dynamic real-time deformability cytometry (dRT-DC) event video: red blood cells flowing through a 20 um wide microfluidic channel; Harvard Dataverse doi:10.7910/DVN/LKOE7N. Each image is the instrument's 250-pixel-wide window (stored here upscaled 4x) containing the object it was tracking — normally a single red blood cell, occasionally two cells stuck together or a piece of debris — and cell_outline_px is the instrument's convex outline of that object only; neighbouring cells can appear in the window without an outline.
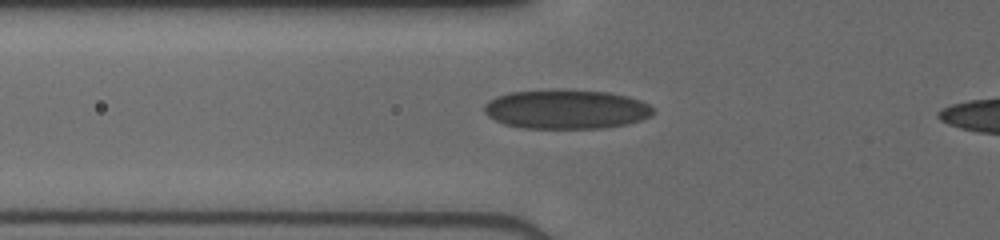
{"species": "human", "species_latin": "Homo sapiens", "temperature_condition": "cold", "stored_images_in_passage": 30, "camera_frame_rate_fps": 3000, "um_per_image_px": 0.085, "donor": {"sex": "male"}, "frame": {"image": 1, "passage_image": 2, "time_ms": 0.333, "image_size_px": [1000, 240], "cell_outline_px": [[656, 112], [652, 116], [628, 124], [604, 128], [520, 128], [504, 124], [488, 116], [484, 112], [484, 104], [488, 100], [496, 96], [512, 92], [556, 88], [608, 92], [628, 96], [640, 100], [648, 104]], "centroid_in_image_um": [48.13, 9.27], "position_along_channel_um": 77.7, "area_um2": 39.25}}
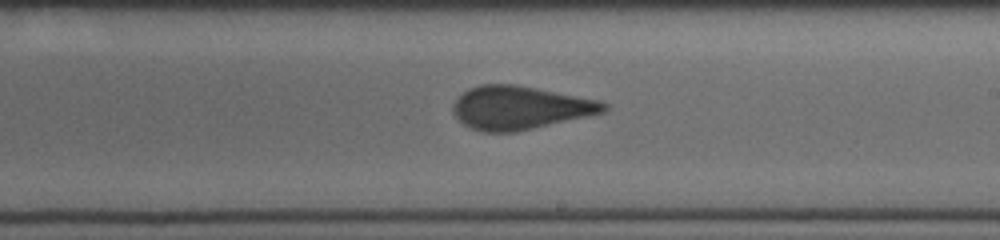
{"frame": {"image": 2, "passage_image": 14, "time_ms": 4.333, "image_size_px": [1000, 240], "cell_outline_px": [[608, 108], [604, 112], [516, 132], [484, 132], [472, 128], [464, 124], [456, 116], [452, 108], [452, 104], [468, 88], [480, 84], [512, 84], [596, 100], [608, 104]], "centroid_in_image_um": [44.15, 9.16], "position_along_channel_um": 244.9, "area_um2": 37.34}}
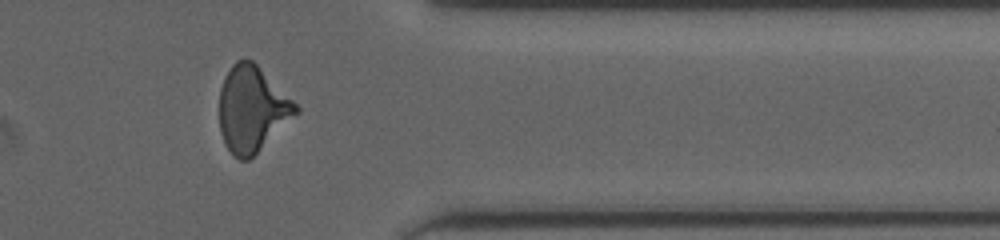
{"frame": {"image": 3, "passage_image": 25, "time_ms": 8.0, "image_size_px": [1000, 240], "cell_outline_px": [[300, 112], [248, 160], [240, 160], [232, 156], [224, 144], [220, 132], [220, 88], [224, 76], [232, 64], [236, 60], [244, 56], [252, 60], [300, 108]], "centroid_in_image_um": [21.39, 9.26], "position_along_channel_um": 390.0, "area_um2": 38.09}}